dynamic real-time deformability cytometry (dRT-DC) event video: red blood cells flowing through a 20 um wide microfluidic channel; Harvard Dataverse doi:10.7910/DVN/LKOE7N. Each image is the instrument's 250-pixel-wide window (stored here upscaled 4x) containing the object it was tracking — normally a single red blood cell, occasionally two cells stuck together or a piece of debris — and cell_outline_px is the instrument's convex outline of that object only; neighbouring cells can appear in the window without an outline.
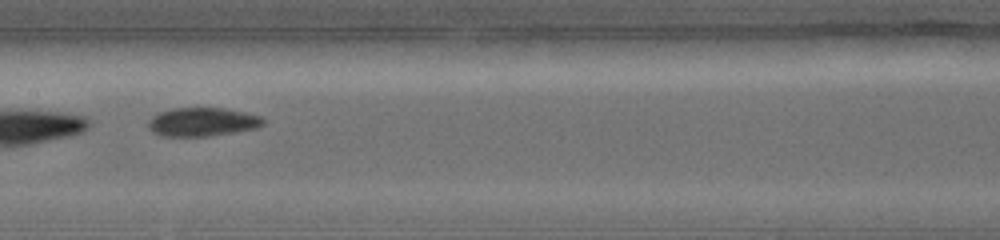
{"species": "common noctule bat (a hibernating species)", "species_latin": "Nyctalus noctula", "temperature_condition": "warm", "stored_images_in_passage": 14, "camera_frame_rate_fps": 5000, "um_per_image_px": 0.085, "animal": {"sex": "female", "body_mass_g": 19.0, "forearm_length_mm": 56.7}, "frame": {"image": 1, "passage_image": 5, "time_ms": 3.4, "image_size_px": [1000, 240], "cell_outline_px": [[264, 124], [256, 128], [208, 136], [160, 136], [152, 132], [148, 128], [148, 120], [152, 116], [160, 112], [172, 108], [224, 108], [244, 112], [260, 116], [264, 120]], "centroid_in_image_um": [17.16, 10.36], "position_along_channel_um": 190.2, "area_um2": 19.13}}
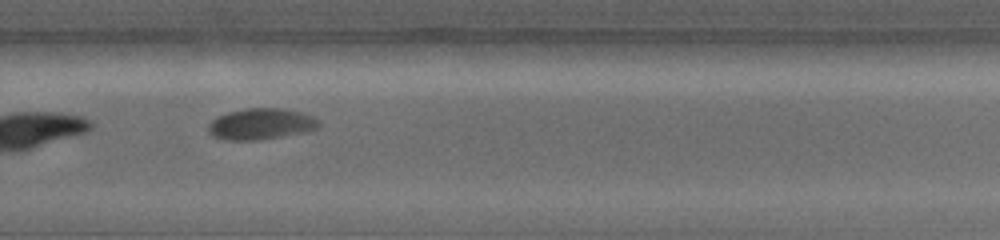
{"frame": {"image": 2, "passage_image": 8, "time_ms": 6.0, "image_size_px": [1000, 240], "cell_outline_px": [[320, 124], [316, 128], [304, 132], [260, 140], [228, 140], [212, 136], [208, 132], [208, 128], [212, 120], [228, 112], [248, 108], [280, 108], [300, 112], [312, 116], [320, 120]], "centroid_in_image_um": [22.19, 10.54], "position_along_channel_um": 307.6, "area_um2": 19.88}}
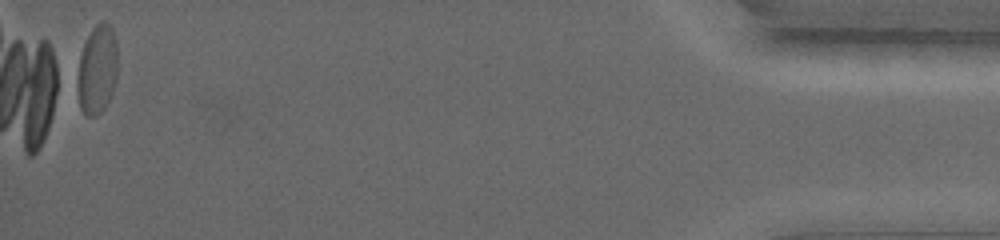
{"frame": {"image": 3, "passage_image": 14, "time_ms": 11.4, "image_size_px": [1000, 240], "cell_outline_px": [[116, 76], [112, 92], [104, 108], [96, 116], [88, 116], [80, 108], [80, 56], [84, 44], [92, 28], [100, 20], [104, 20], [112, 28], [116, 40]], "centroid_in_image_um": [8.3, 5.85], "position_along_channel_um": 426.9, "area_um2": 20.0}}